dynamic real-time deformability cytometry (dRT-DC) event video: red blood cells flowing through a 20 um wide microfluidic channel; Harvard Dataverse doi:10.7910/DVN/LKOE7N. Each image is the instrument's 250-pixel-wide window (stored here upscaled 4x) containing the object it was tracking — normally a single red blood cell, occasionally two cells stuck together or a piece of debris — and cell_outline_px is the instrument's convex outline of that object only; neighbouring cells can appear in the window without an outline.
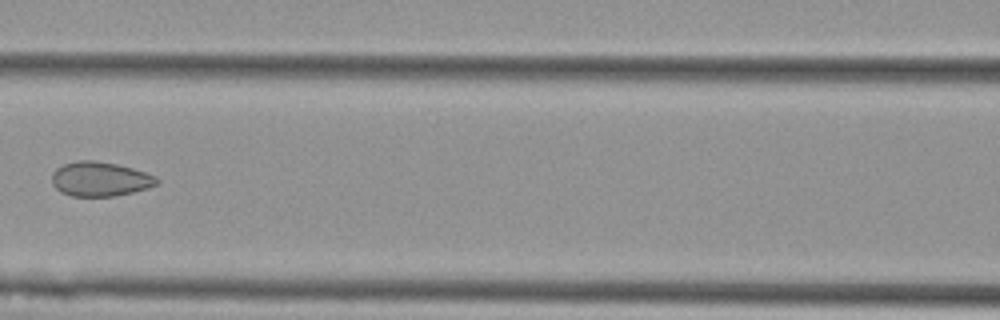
{"species": "Egyptian fruit bat (a non-hibernating species)", "species_latin": "Rousettus aegyptiacus", "temperature_condition": "cold", "stored_images_in_passage": 6, "camera_frame_rate_fps": 3000, "um_per_image_px": 0.085, "animal": {"sex": "female"}, "frame": {"image": 1, "passage_image": 5, "time_ms": 1.333, "image_size_px": [1000, 320], "cell_outline_px": [[160, 180], [156, 184], [148, 188], [132, 192], [112, 196], [72, 196], [60, 192], [52, 184], [52, 172], [56, 168], [64, 164], [80, 160], [92, 160], [116, 164], [132, 168], [156, 176]], "centroid_in_image_um": [8.48, 15.22], "position_along_channel_um": 158.1, "area_um2": 20.98}}
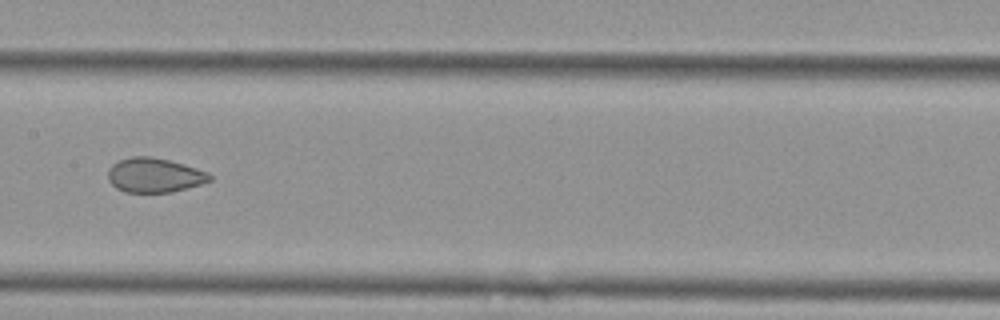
{"frame": {"image": 2, "passage_image": 6, "time_ms": 1.667, "image_size_px": [1000, 320], "cell_outline_px": [[212, 180], [188, 188], [172, 192], [124, 192], [116, 188], [108, 180], [108, 168], [112, 164], [120, 160], [132, 156], [152, 156], [184, 164], [208, 172], [212, 176]], "centroid_in_image_um": [13.12, 14.89], "position_along_channel_um": 194.3, "area_um2": 20.52}}